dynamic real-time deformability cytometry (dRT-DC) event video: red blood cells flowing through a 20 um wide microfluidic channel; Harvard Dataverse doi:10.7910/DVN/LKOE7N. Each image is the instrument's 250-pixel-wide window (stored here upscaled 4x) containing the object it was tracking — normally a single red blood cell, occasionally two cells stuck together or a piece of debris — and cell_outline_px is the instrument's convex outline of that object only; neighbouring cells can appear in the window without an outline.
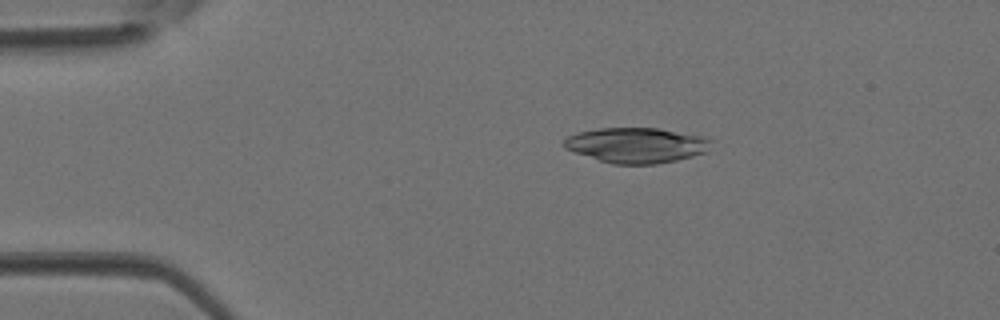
{"species": "Egyptian fruit bat (a non-hibernating species)", "species_latin": "Rousettus aegyptiacus", "temperature_condition": "room temperature", "stored_images_in_passage": 2, "camera_frame_rate_fps": 3000, "um_per_image_px": 0.085, "animal": {"sex": "female"}, "frame": {"image": 1, "passage_image": 1, "time_ms": 0.0, "image_size_px": [1000, 320], "cell_outline_px": [[712, 140], [708, 152], [676, 160], [656, 164], [612, 164], [564, 148], [564, 140], [568, 136], [576, 132], [600, 128], [660, 128], [708, 136]], "centroid_in_image_um": [54.16, 12.33], "position_along_channel_um": 30.8, "area_um2": 30.4}}